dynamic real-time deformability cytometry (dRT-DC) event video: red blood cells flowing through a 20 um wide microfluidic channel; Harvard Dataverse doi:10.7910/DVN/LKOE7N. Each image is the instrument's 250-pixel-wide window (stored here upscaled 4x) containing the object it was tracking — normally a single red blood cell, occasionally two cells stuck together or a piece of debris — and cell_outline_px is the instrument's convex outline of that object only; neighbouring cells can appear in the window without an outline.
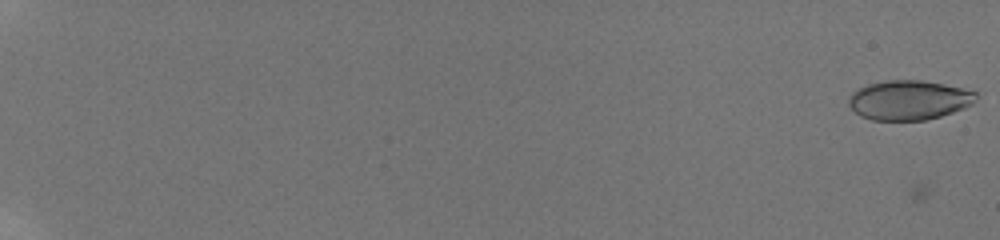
{"species": "human", "species_latin": "Homo sapiens", "temperature_condition": "room temperature", "stored_images_in_passage": 6, "camera_frame_rate_fps": 3000, "um_per_image_px": 0.085, "donor": {"sex": "male"}, "frame": {"image": 1, "passage_image": 1, "time_ms": 0.0, "image_size_px": [1000, 240], "cell_outline_px": [[980, 96], [972, 104], [964, 108], [940, 116], [924, 120], [872, 120], [860, 116], [848, 104], [848, 96], [852, 92], [868, 84], [888, 80], [924, 80], [944, 84], [976, 92]], "centroid_in_image_um": [77.26, 8.5], "position_along_channel_um": 7.7, "area_um2": 29.36}}